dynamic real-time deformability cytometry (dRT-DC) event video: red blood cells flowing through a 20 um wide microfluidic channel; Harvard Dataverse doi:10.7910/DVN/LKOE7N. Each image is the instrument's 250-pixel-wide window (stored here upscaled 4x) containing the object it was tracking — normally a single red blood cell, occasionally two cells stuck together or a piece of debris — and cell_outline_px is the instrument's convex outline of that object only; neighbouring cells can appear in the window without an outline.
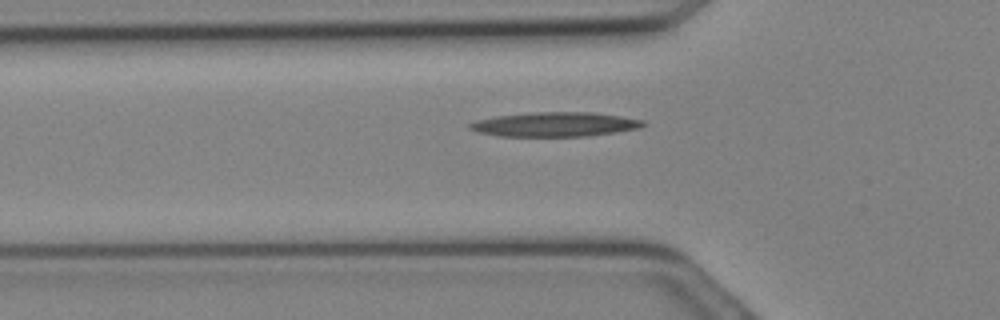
{"species": "Egyptian fruit bat (a non-hibernating species)", "species_latin": "Rousettus aegyptiacus", "temperature_condition": "cold", "stored_images_in_passage": 22, "camera_frame_rate_fps": 3000, "um_per_image_px": 0.085, "animal": {"sex": "female"}, "frame": {"image": 1, "passage_image": 2, "time_ms": 0.333, "image_size_px": [1000, 320], "cell_outline_px": [[648, 124], [640, 128], [616, 132], [584, 136], [496, 136], [476, 132], [468, 128], [468, 124], [476, 120], [496, 116], [532, 112], [592, 112], [620, 116], [644, 120]], "centroid_in_image_um": [47.16, 10.57], "position_along_channel_um": 78.6, "area_um2": 24.8}}
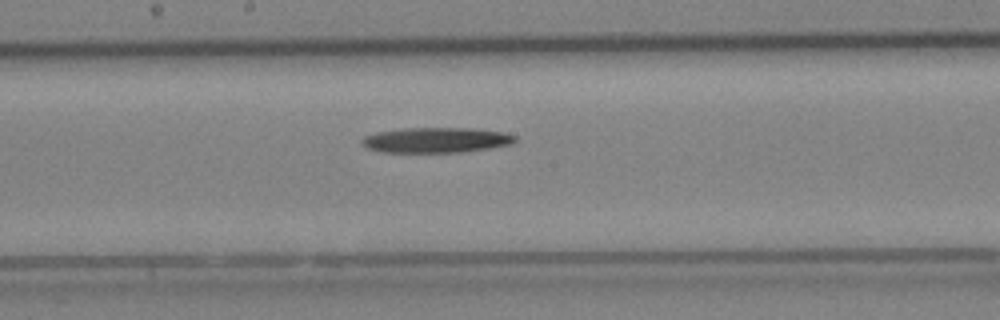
{"frame": {"image": 2, "passage_image": 8, "time_ms": 2.333, "image_size_px": [1000, 320], "cell_outline_px": [[516, 140], [512, 144], [488, 148], [460, 152], [380, 152], [368, 148], [360, 144], [360, 140], [364, 136], [376, 132], [400, 128], [472, 128], [500, 132], [516, 136]], "centroid_in_image_um": [37.0, 11.9], "position_along_channel_um": 211.2, "area_um2": 22.54}}
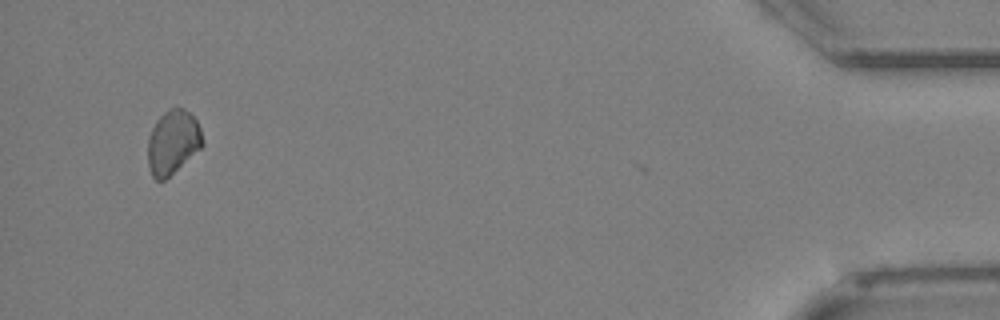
{"frame": {"image": 3, "passage_image": 21, "time_ms": 6.667, "image_size_px": [1000, 320], "cell_outline_px": [[204, 144], [200, 148], [164, 180], [156, 180], [152, 176], [148, 168], [148, 136], [156, 120], [168, 108], [176, 104], [184, 108], [196, 120], [200, 128], [204, 140]], "centroid_in_image_um": [14.67, 12.04], "position_along_channel_um": 420.5, "area_um2": 20.52}}